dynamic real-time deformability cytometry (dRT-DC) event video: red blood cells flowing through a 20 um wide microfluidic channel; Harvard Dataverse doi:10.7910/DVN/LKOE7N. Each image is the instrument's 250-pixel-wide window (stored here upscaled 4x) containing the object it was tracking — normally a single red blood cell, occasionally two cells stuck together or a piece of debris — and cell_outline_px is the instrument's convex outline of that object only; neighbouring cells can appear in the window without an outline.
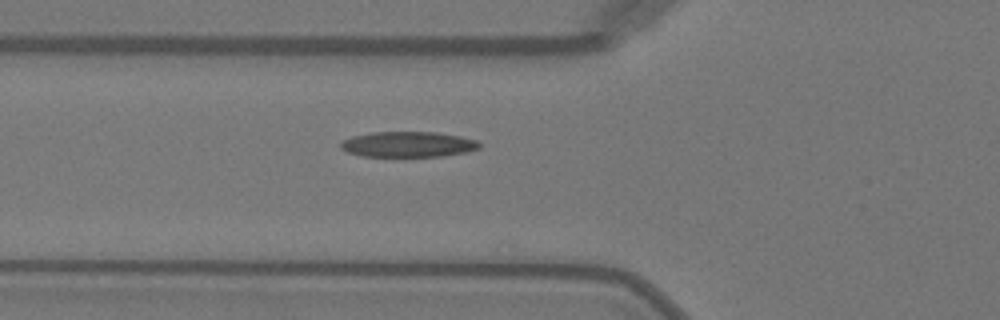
{"species": "Egyptian fruit bat (a non-hibernating species)", "species_latin": "Rousettus aegyptiacus", "temperature_condition": "warm", "stored_images_in_passage": 28, "camera_frame_rate_fps": 3000, "um_per_image_px": 0.085, "animal": {"sex": "female"}, "frame": {"image": 1, "passage_image": 3, "time_ms": 0.667, "image_size_px": [1000, 320], "cell_outline_px": [[480, 148], [468, 152], [444, 156], [360, 156], [348, 152], [340, 148], [340, 144], [344, 140], [352, 136], [372, 132], [436, 132], [460, 136], [476, 140], [480, 144]], "centroid_in_image_um": [34.7, 12.27], "position_along_channel_um": 91.1, "area_um2": 20.63}}
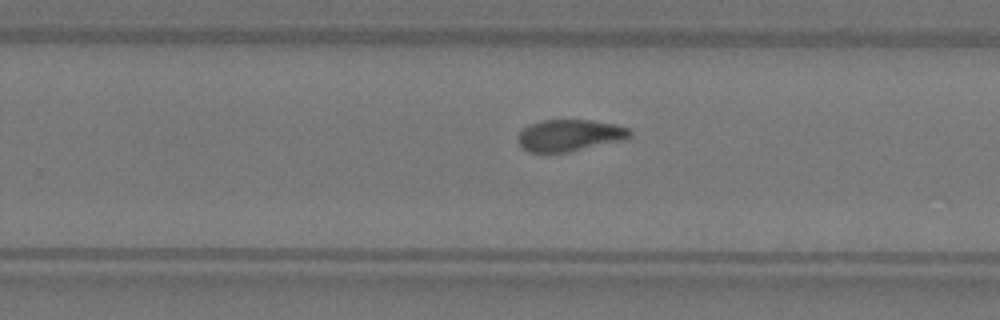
{"frame": {"image": 2, "passage_image": 17, "time_ms": 5.333, "image_size_px": [1000, 320], "cell_outline_px": [[632, 136], [624, 140], [568, 152], [528, 152], [516, 140], [516, 136], [528, 124], [540, 120], [592, 120], [612, 124], [628, 128], [632, 132]], "centroid_in_image_um": [48.4, 11.5], "position_along_channel_um": 281.4, "area_um2": 20.75}}
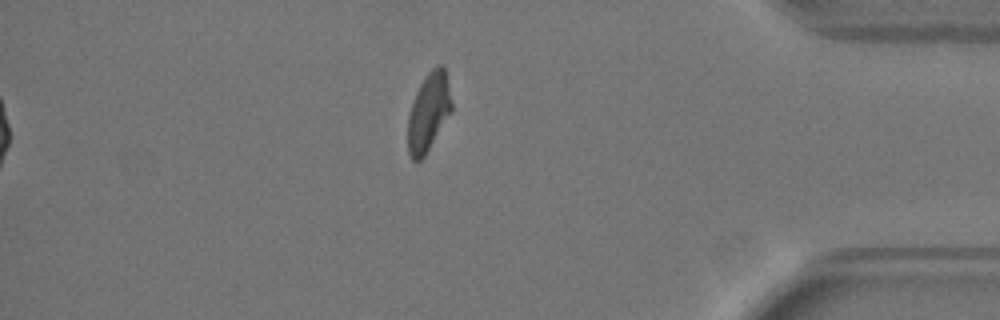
{"frame": {"image": 3, "passage_image": 28, "time_ms": 9.0, "image_size_px": [1000, 320], "cell_outline_px": [[452, 112], [424, 156], [420, 160], [412, 160], [408, 152], [408, 116], [416, 92], [420, 84], [428, 72], [436, 64], [444, 64], [452, 104]], "centroid_in_image_um": [36.44, 9.5], "position_along_channel_um": 398.8, "area_um2": 19.88}}